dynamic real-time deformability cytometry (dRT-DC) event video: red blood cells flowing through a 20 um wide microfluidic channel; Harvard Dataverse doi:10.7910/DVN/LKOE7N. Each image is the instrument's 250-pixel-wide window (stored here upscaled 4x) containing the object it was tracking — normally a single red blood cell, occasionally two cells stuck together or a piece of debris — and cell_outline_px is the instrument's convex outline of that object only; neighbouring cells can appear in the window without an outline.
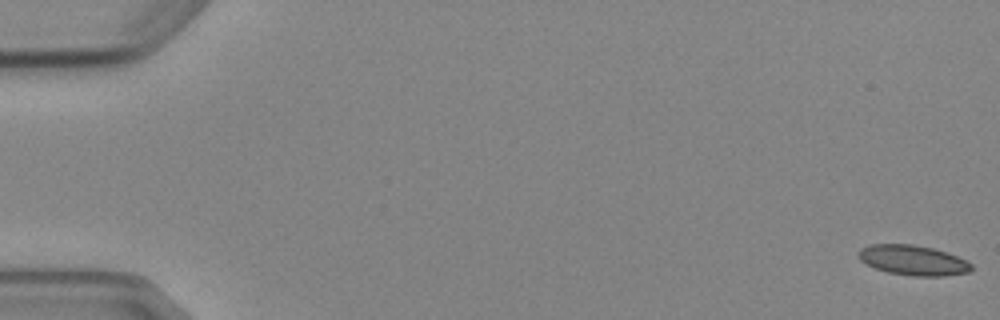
{"species": "Egyptian fruit bat (a non-hibernating species)", "species_latin": "Rousettus aegyptiacus", "temperature_condition": "cold", "stored_images_in_passage": 6, "camera_frame_rate_fps": 3000, "um_per_image_px": 0.085, "animal": {"sex": "female"}, "frame": {"image": 1, "passage_image": 1, "time_ms": 0.0, "image_size_px": [1000, 320], "cell_outline_px": [[972, 268], [968, 272], [944, 276], [912, 276], [888, 272], [876, 268], [860, 260], [856, 256], [856, 252], [860, 248], [868, 244], [912, 244], [932, 248], [948, 252], [968, 260], [972, 264]], "centroid_in_image_um": [77.6, 22.11], "position_along_channel_um": 7.4, "area_um2": 20.0}}
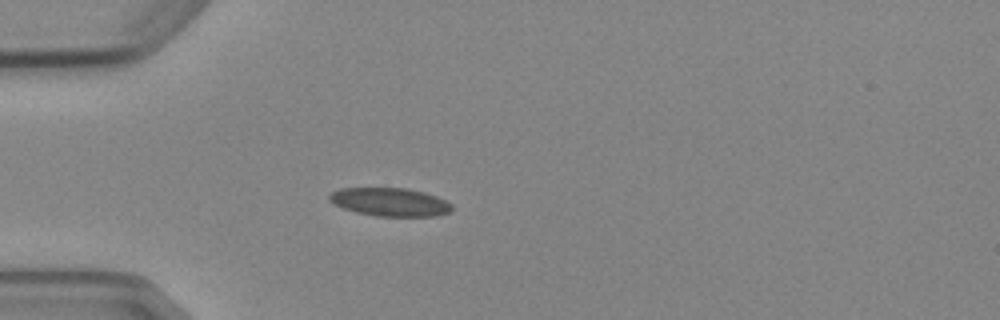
{"frame": {"image": 2, "passage_image": 5, "time_ms": 5.0, "image_size_px": [1000, 320], "cell_outline_px": [[452, 208], [448, 212], [436, 216], [376, 216], [356, 212], [332, 204], [328, 200], [328, 196], [332, 192], [340, 188], [408, 188], [424, 192], [436, 196], [452, 204]], "centroid_in_image_um": [33.12, 17.16], "position_along_channel_um": 51.9, "area_um2": 20.23}}